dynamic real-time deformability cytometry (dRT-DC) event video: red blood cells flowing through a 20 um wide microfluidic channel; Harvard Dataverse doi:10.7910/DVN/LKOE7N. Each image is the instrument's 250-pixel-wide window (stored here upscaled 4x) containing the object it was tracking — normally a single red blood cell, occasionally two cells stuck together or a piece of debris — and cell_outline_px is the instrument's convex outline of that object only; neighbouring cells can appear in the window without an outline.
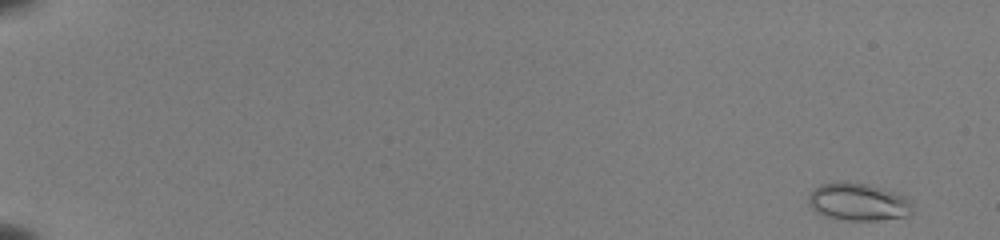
{"species": "common noctule bat (a hibernating species)", "species_latin": "Nyctalus noctula", "temperature_condition": "room temperature", "stored_images_in_passage": 54, "camera_frame_rate_fps": 3000, "um_per_image_px": 0.085, "animal": {"sex": "female", "body_mass_g": 22.0, "forearm_length_mm": 56.7}, "frame": {"image": 1, "passage_image": 3, "time_ms": 0.667, "image_size_px": [1000, 240], "cell_outline_px": [[912, 212], [908, 216], [876, 220], [848, 220], [824, 216], [816, 212], [808, 204], [808, 196], [820, 184], [836, 180], [840, 180], [868, 184], [896, 192], [904, 196], [912, 204]], "centroid_in_image_um": [72.93, 17.14], "position_along_channel_um": 12.1, "area_um2": 22.95}}
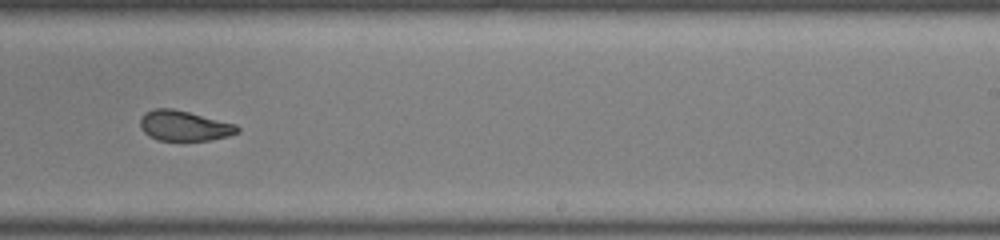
{"frame": {"image": 2, "passage_image": 37, "time_ms": 12.0, "image_size_px": [1000, 240], "cell_outline_px": [[240, 132], [228, 136], [212, 140], [156, 140], [148, 136], [140, 128], [140, 120], [144, 112], [152, 108], [172, 108], [236, 124], [240, 128]], "centroid_in_image_um": [15.63, 10.69], "position_along_channel_um": 273.4, "area_um2": 17.22}}
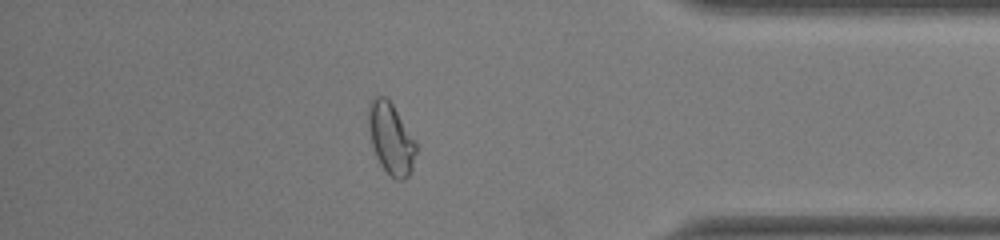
{"frame": {"image": 3, "passage_image": 48, "time_ms": 15.667, "image_size_px": [1000, 240], "cell_outline_px": [[416, 152], [412, 168], [408, 176], [404, 180], [396, 180], [388, 176], [380, 164], [376, 156], [372, 144], [368, 128], [368, 104], [376, 96], [384, 96], [392, 104], [416, 140]], "centroid_in_image_um": [33.23, 11.81], "position_along_channel_um": 402.0, "area_um2": 19.88}, "authors_computed_cell_mechanics": {"area_um2": 19.0451, "velocity_mm_per_s": 3.9909, "shape_relaxation_time_tau1_ms": 9.8676, "shape_relaxation_time_tau2_ms": 1.4272, "deformation_change_tau1": 0.1982, "deformation_change_tau2": 0.0794}}